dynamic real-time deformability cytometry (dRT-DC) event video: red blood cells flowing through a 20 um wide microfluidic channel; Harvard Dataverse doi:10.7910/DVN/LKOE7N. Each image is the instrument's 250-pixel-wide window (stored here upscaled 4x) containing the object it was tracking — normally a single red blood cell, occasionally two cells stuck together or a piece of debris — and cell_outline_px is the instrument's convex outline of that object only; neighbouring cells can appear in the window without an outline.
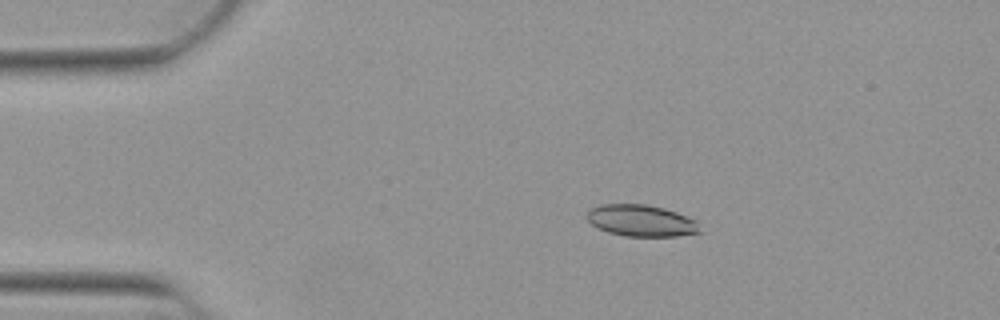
{"species": "Egyptian fruit bat (a non-hibernating species)", "species_latin": "Rousettus aegyptiacus", "temperature_condition": "warm", "stored_images_in_passage": 13, "camera_frame_rate_fps": 3000, "um_per_image_px": 0.085, "animal": {"sex": "female"}, "frame": {"image": 1, "passage_image": 10, "time_ms": 3.0, "image_size_px": [1000, 320], "cell_outline_px": [[700, 232], [676, 236], [624, 236], [608, 232], [596, 228], [588, 220], [588, 208], [600, 204], [648, 204], [664, 208], [676, 212], [696, 220]], "centroid_in_image_um": [54.46, 18.74], "position_along_channel_um": 30.5, "area_um2": 20.81}}